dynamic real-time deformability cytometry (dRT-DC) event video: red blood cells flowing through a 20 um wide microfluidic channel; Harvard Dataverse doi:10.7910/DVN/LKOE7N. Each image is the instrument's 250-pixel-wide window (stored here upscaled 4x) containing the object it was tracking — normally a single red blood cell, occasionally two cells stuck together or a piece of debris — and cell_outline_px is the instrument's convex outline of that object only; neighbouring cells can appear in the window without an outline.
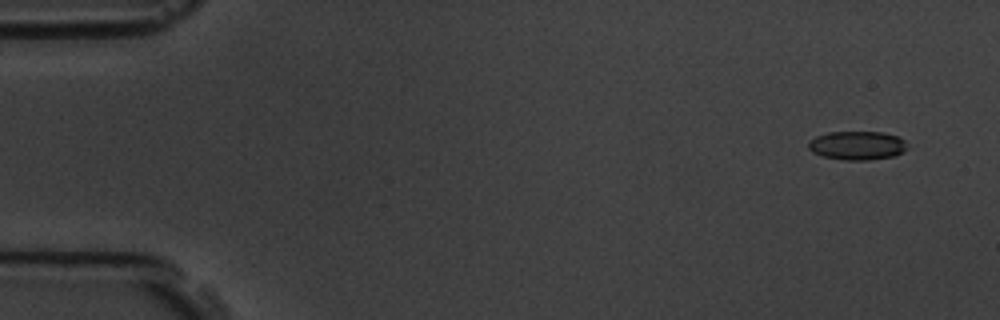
{"species": "common noctule bat (a hibernating species)", "species_latin": "Nyctalus noctula", "temperature_condition": "room temperature", "stored_images_in_passage": 4, "camera_frame_rate_fps": 3000, "um_per_image_px": 0.085, "animal": {"sex": "male", "body_mass_g": 19.5, "forearm_length_mm": 54.6}, "frame": {"image": 1, "passage_image": 1, "time_ms": 0.0, "image_size_px": [1000, 320], "cell_outline_px": [[908, 148], [904, 152], [892, 156], [868, 160], [844, 160], [824, 156], [812, 152], [808, 148], [808, 140], [816, 136], [828, 132], [884, 132], [896, 136], [904, 140]], "centroid_in_image_um": [72.85, 12.36], "position_along_channel_um": 12.2, "area_um2": 16.59}}
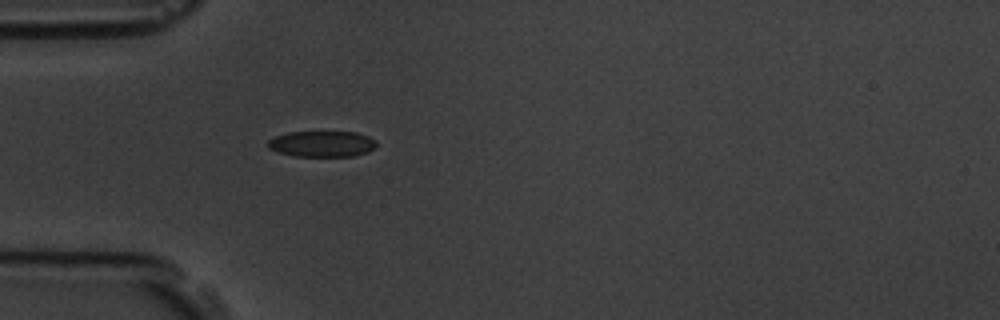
{"frame": {"image": 2, "passage_image": 4, "time_ms": 4.333, "image_size_px": [1000, 320], "cell_outline_px": [[376, 148], [368, 152], [352, 156], [292, 156], [276, 152], [268, 148], [268, 140], [276, 136], [288, 132], [356, 132], [368, 136], [376, 140]], "centroid_in_image_um": [27.37, 12.23], "position_along_channel_um": 57.6, "area_um2": 16.53}}